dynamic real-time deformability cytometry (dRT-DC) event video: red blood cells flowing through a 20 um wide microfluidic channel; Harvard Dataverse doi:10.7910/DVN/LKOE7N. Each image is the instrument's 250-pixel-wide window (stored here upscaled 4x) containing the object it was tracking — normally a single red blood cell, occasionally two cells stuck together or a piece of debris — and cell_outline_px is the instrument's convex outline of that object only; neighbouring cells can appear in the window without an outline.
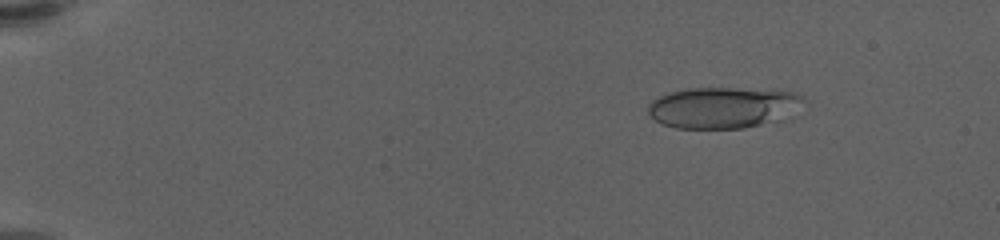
{"species": "human", "species_latin": "Homo sapiens", "temperature_condition": "warm", "stored_images_in_passage": 59, "camera_frame_rate_fps": 3000, "um_per_image_px": 0.085, "donor": {"sex": "female"}, "frame": {"image": 1, "passage_image": 9, "time_ms": 2.667, "image_size_px": [1000, 240], "cell_outline_px": [[804, 100], [784, 120], [744, 128], [676, 128], [664, 124], [656, 120], [648, 112], [648, 104], [652, 100], [660, 96], [672, 92], [688, 88], [732, 88], [792, 92], [800, 96]], "centroid_in_image_um": [61.43, 9.15], "position_along_channel_um": 23.6, "area_um2": 36.88}}
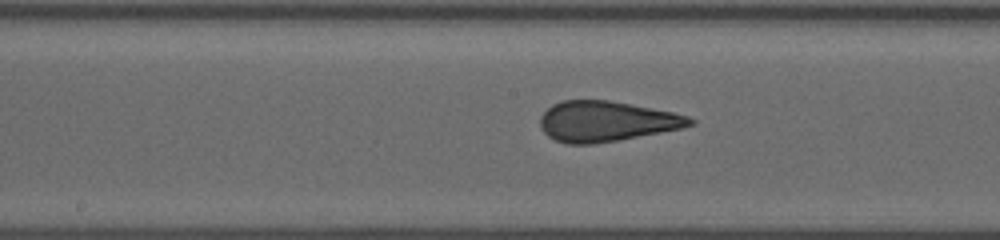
{"frame": {"image": 2, "passage_image": 33, "time_ms": 10.667, "image_size_px": [1000, 240], "cell_outline_px": [[696, 124], [680, 128], [620, 140], [592, 144], [568, 144], [556, 140], [548, 136], [544, 132], [540, 124], [540, 116], [552, 104], [564, 100], [608, 100], [672, 112], [688, 116], [696, 120]], "centroid_in_image_um": [51.53, 10.32], "position_along_channel_um": 196.7, "area_um2": 35.03}}
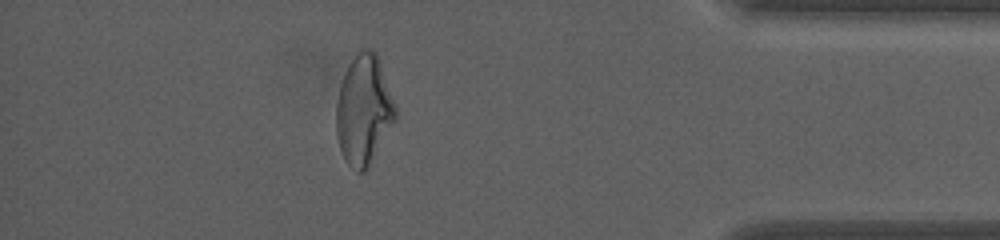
{"frame": {"image": 3, "passage_image": 53, "time_ms": 17.333, "image_size_px": [1000, 240], "cell_outline_px": [[396, 120], [368, 168], [364, 172], [356, 172], [344, 160], [336, 136], [336, 104], [340, 84], [344, 72], [348, 64], [356, 52], [360, 48], [372, 48], [376, 52], [380, 60], [396, 104]], "centroid_in_image_um": [30.92, 9.32], "position_along_channel_um": 404.3, "area_um2": 38.49}, "authors_computed_cell_mechanics": {"area_um2": 36.1828, "velocity_mm_per_s": 3.592, "shape_relaxation_time_tau1_ms": null, "shape_relaxation_time_tau2_ms": 0.8195, "deformation_change_tau1": null, "deformation_change_tau2": 0.0857}}